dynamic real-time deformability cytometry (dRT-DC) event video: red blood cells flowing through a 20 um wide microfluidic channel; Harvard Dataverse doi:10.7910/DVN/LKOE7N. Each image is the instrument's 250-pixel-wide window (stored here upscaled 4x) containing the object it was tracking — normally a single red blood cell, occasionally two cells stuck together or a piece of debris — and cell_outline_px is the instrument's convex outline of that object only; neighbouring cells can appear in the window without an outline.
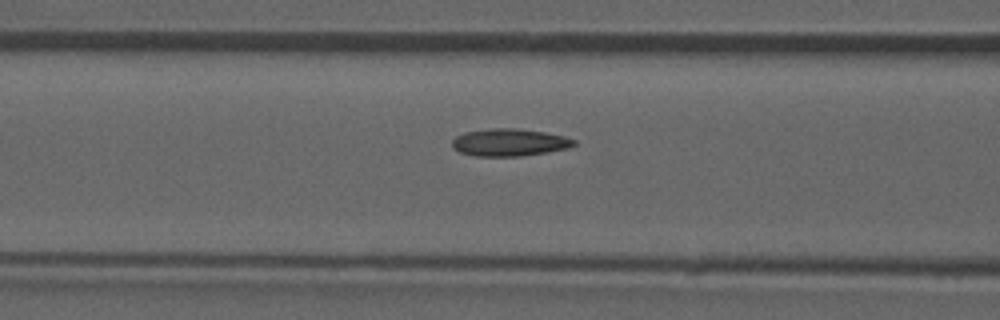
{"species": "common noctule bat (a hibernating species)", "species_latin": "Nyctalus noctula", "temperature_condition": "room temperature", "stored_images_in_passage": 49, "camera_frame_rate_fps": 3000, "um_per_image_px": 0.085, "animal": {"sex": "male", "forearm_length_mm": 52.5}, "frame": {"image": 1, "passage_image": 21, "time_ms": 6.667, "image_size_px": [1000, 320], "cell_outline_px": [[576, 144], [568, 148], [548, 152], [520, 156], [476, 156], [460, 152], [452, 148], [452, 140], [456, 136], [464, 132], [492, 128], [516, 128], [544, 132], [564, 136], [576, 140]], "centroid_in_image_um": [43.29, 12.1], "position_along_channel_um": 123.3, "area_um2": 19.48}, "authors_computed_cell_mechanics": {"area_um2": 19.1896, "velocity_mm_per_s": 3.9255, "shape_relaxation_time_tau1_ms": 10.5473, "shape_relaxation_time_tau2_ms": 2.0892, "deformation_change_tau1": 0.2204, "deformation_change_tau2": 0.0852}}